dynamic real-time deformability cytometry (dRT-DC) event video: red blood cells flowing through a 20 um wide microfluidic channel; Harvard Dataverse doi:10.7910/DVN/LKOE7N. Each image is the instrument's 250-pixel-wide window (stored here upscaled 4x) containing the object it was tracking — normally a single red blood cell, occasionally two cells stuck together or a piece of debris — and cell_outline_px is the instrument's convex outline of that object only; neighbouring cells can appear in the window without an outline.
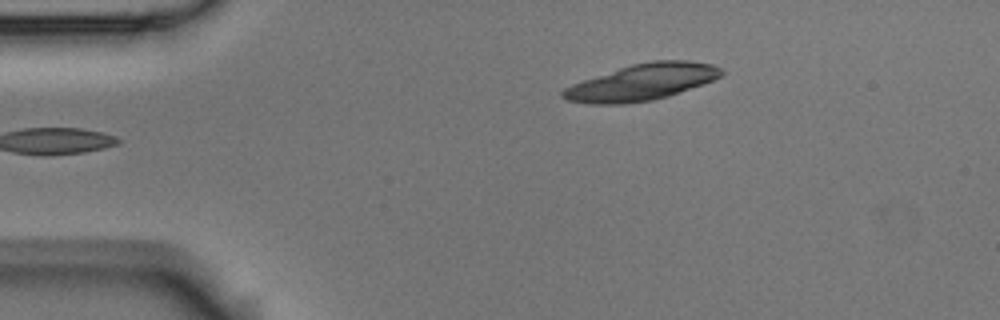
{"species": "Egyptian fruit bat (a non-hibernating species)", "species_latin": "Rousettus aegyptiacus", "temperature_condition": "room temperature", "stored_images_in_passage": 5, "camera_frame_rate_fps": 3000, "um_per_image_px": 0.085, "animal": {"sex": "male"}, "frame": {"image": 1, "passage_image": 5, "time_ms": 1.333, "image_size_px": [1000, 320], "cell_outline_px": [[724, 76], [704, 84], [668, 96], [652, 100], [624, 104], [588, 104], [568, 100], [560, 96], [560, 92], [564, 88], [572, 84], [632, 64], [652, 60], [688, 60], [712, 64], [720, 68], [724, 72]], "centroid_in_image_um": [54.59, 6.99], "position_along_channel_um": 30.4, "area_um2": 33.58}}